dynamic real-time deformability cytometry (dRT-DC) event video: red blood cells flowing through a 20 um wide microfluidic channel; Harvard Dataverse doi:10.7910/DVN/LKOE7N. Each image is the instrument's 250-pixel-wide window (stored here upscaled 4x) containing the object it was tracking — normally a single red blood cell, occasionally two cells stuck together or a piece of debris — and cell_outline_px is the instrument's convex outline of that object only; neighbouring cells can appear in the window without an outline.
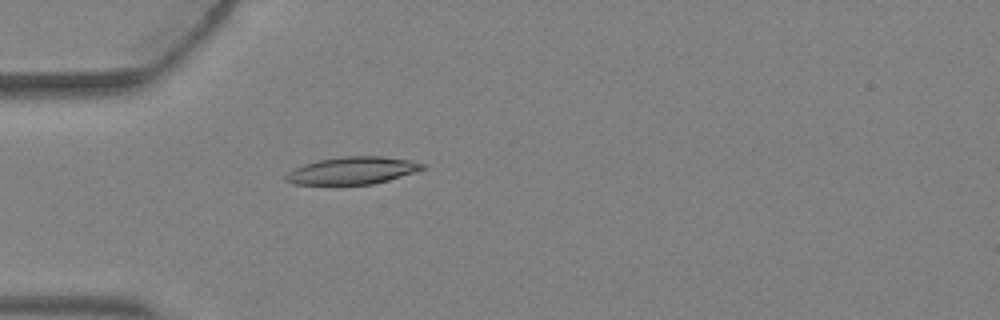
{"species": "Egyptian fruit bat (a non-hibernating species)", "species_latin": "Rousettus aegyptiacus", "temperature_condition": "warm", "stored_images_in_passage": 2, "camera_frame_rate_fps": 3000, "um_per_image_px": 0.085, "animal": {"sex": "female"}, "frame": {"image": 1, "passage_image": 2, "time_ms": 0.333, "image_size_px": [1000, 320], "cell_outline_px": [[428, 168], [416, 172], [388, 180], [372, 184], [292, 184], [284, 180], [284, 176], [288, 172], [304, 164], [320, 160], [344, 156], [380, 156], [408, 160], [428, 164]], "centroid_in_image_um": [30.0, 14.49], "position_along_channel_um": 55.0, "area_um2": 21.73}}